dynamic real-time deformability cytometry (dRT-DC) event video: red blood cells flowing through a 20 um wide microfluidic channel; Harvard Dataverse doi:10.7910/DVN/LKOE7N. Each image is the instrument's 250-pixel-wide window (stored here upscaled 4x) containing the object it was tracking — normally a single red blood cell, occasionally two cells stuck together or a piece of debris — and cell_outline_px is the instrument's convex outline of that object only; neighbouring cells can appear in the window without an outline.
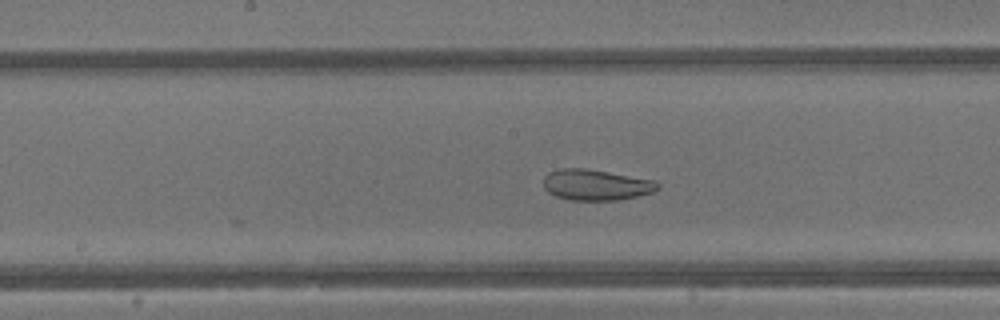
{"species": "common noctule bat (a hibernating species)", "species_latin": "Nyctalus noctula", "temperature_condition": "warm", "stored_images_in_passage": 23, "camera_frame_rate_fps": 3000, "um_per_image_px": 0.085, "animal": {"sex": "male", "body_mass_g": 13.3}, "frame": {"image": 1, "passage_image": 23, "time_ms": 7.333, "image_size_px": [1000, 320], "cell_outline_px": [[660, 188], [652, 192], [620, 200], [568, 200], [556, 196], [548, 192], [544, 188], [544, 176], [548, 172], [556, 168], [588, 168], [656, 180], [660, 184]], "centroid_in_image_um": [50.66, 15.7], "position_along_channel_um": 197.5, "area_um2": 20.87}}